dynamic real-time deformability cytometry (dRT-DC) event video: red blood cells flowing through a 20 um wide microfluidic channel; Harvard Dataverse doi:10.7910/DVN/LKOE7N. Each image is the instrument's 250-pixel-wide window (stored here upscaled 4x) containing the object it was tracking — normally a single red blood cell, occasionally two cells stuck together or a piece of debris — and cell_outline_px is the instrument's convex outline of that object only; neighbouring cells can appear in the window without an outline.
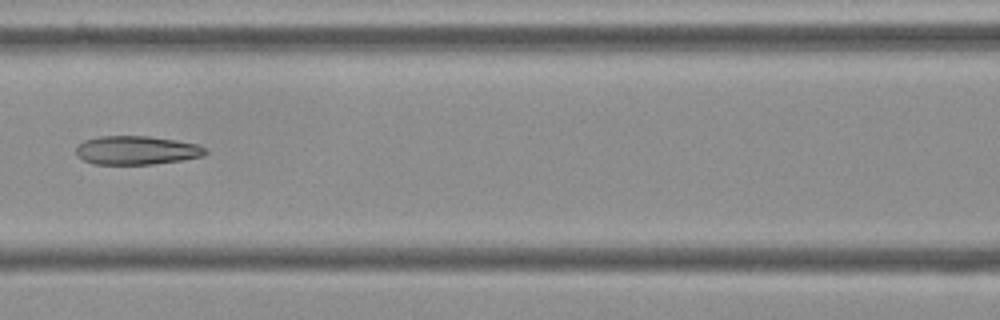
{"species": "Egyptian fruit bat (a non-hibernating species)", "species_latin": "Rousettus aegyptiacus", "temperature_condition": "cold", "stored_images_in_passage": 7, "camera_frame_rate_fps": 3000, "um_per_image_px": 0.085, "frame": {"image": 1, "passage_image": 7, "time_ms": 2.0, "image_size_px": [1000, 320], "cell_outline_px": [[208, 152], [204, 156], [184, 160], [152, 164], [92, 164], [76, 156], [76, 144], [84, 140], [96, 136], [148, 136], [176, 140], [200, 144]], "centroid_in_image_um": [11.6, 12.77], "position_along_channel_um": 155.0, "area_um2": 21.96}}